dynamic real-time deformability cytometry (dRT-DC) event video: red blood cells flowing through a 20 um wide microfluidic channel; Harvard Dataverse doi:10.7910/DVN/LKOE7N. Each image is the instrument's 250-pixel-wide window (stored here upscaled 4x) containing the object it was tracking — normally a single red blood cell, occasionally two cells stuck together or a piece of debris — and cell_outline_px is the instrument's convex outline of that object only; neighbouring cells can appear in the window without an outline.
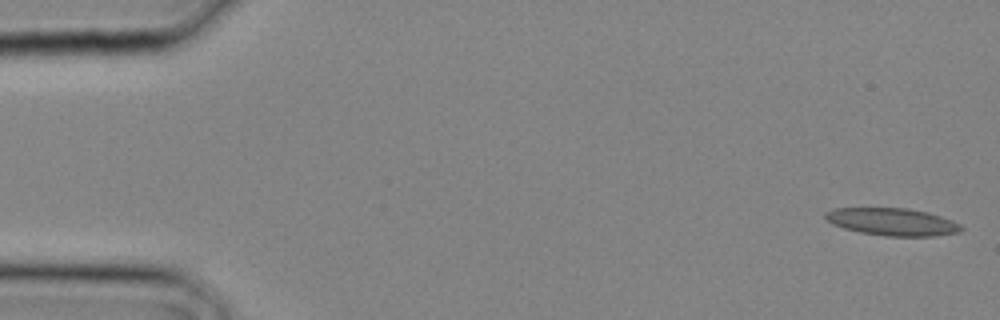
{"species": "common noctule bat (a hibernating species)", "species_latin": "Nyctalus noctula", "temperature_condition": "cold", "stored_images_in_passage": 3, "camera_frame_rate_fps": 3000, "um_per_image_px": 0.085, "animal": {"sex": "male", "body_mass_g": 20.4}, "frame": {"image": 1, "passage_image": 1, "time_ms": 0.0, "image_size_px": [1000, 320], "cell_outline_px": [[964, 228], [960, 232], [936, 236], [884, 236], [860, 232], [844, 228], [832, 224], [824, 216], [824, 212], [836, 208], [908, 208], [928, 212], [952, 220], [960, 224]], "centroid_in_image_um": [75.87, 18.85], "position_along_channel_um": 9.1, "area_um2": 21.79}}
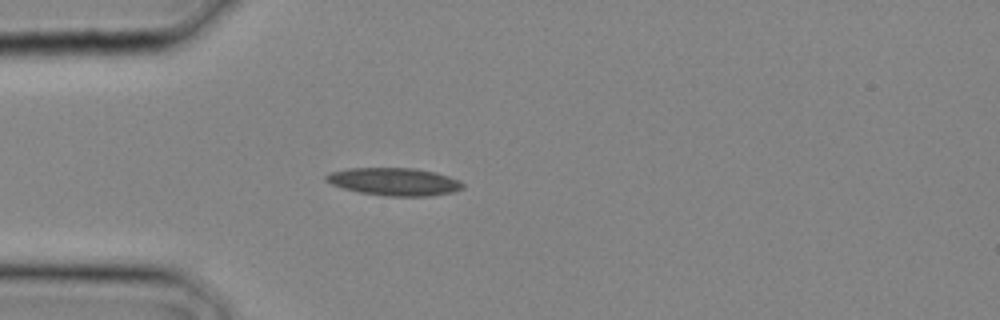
{"frame": {"image": 2, "passage_image": 3, "time_ms": 0.667, "image_size_px": [1000, 320], "cell_outline_px": [[464, 188], [452, 192], [428, 196], [388, 196], [360, 192], [344, 188], [332, 184], [324, 180], [324, 176], [332, 172], [348, 168], [416, 168], [436, 172], [460, 180], [464, 184]], "centroid_in_image_um": [33.54, 15.43], "position_along_channel_um": 51.5, "area_um2": 22.02}}